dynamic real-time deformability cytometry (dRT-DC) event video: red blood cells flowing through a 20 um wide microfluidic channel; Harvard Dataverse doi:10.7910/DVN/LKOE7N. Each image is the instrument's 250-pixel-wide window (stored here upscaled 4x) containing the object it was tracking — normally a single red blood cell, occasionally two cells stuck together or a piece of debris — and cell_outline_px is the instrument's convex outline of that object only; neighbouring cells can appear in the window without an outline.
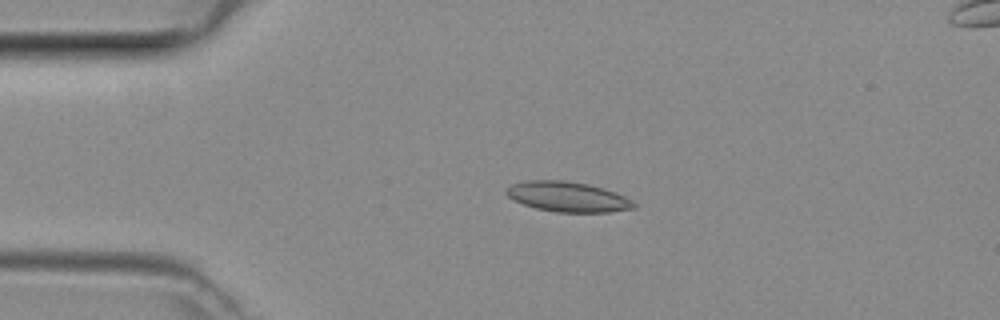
{"species": "common noctule bat (a hibernating species)", "species_latin": "Nyctalus noctula", "temperature_condition": "room temperature", "stored_images_in_passage": 44, "camera_frame_rate_fps": 3000, "um_per_image_px": 0.085, "animal": {"sex": "female", "body_mass_g": 29.2, "forearm_length_mm": 56.3}, "frame": {"image": 1, "passage_image": 8, "time_ms": 2.333, "image_size_px": [1000, 320], "cell_outline_px": [[636, 208], [608, 212], [556, 212], [536, 208], [524, 204], [508, 196], [504, 192], [512, 184], [524, 180], [564, 180], [588, 184], [604, 188], [616, 192], [632, 200], [636, 204]], "centroid_in_image_um": [48.28, 16.72], "position_along_channel_um": 36.7, "area_um2": 22.37}}
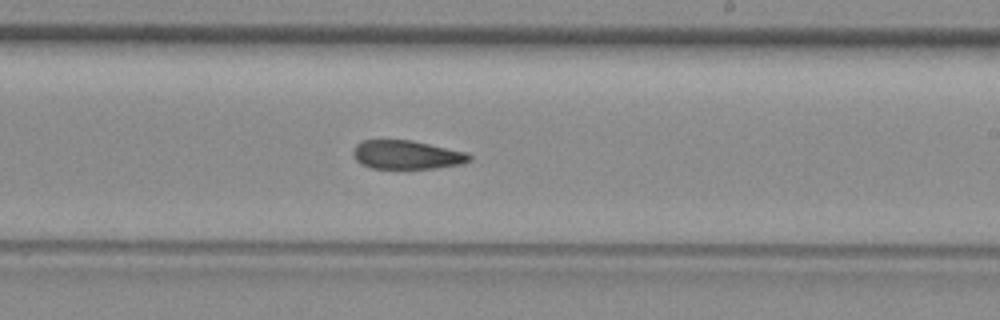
{"frame": {"image": 2, "passage_image": 25, "time_ms": 8.0, "image_size_px": [1000, 320], "cell_outline_px": [[472, 160], [464, 164], [436, 168], [372, 168], [360, 164], [356, 160], [352, 152], [356, 144], [364, 140], [412, 140], [468, 152], [472, 156]], "centroid_in_image_um": [34.62, 13.16], "position_along_channel_um": 254.4, "area_um2": 19.65}}
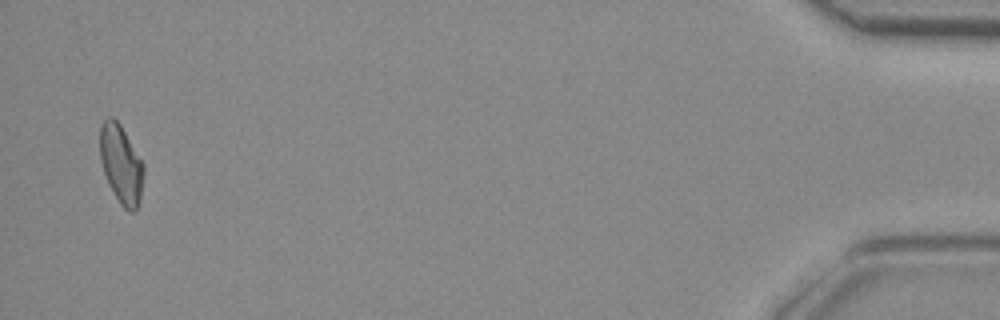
{"frame": {"image": 3, "passage_image": 43, "time_ms": 14.0, "image_size_px": [1000, 320], "cell_outline_px": [[144, 172], [140, 200], [136, 208], [132, 212], [128, 212], [120, 204], [108, 184], [100, 160], [100, 124], [108, 116], [112, 116], [120, 124], [144, 164]], "centroid_in_image_um": [10.28, 13.95], "position_along_channel_um": 424.9, "area_um2": 20.06}}